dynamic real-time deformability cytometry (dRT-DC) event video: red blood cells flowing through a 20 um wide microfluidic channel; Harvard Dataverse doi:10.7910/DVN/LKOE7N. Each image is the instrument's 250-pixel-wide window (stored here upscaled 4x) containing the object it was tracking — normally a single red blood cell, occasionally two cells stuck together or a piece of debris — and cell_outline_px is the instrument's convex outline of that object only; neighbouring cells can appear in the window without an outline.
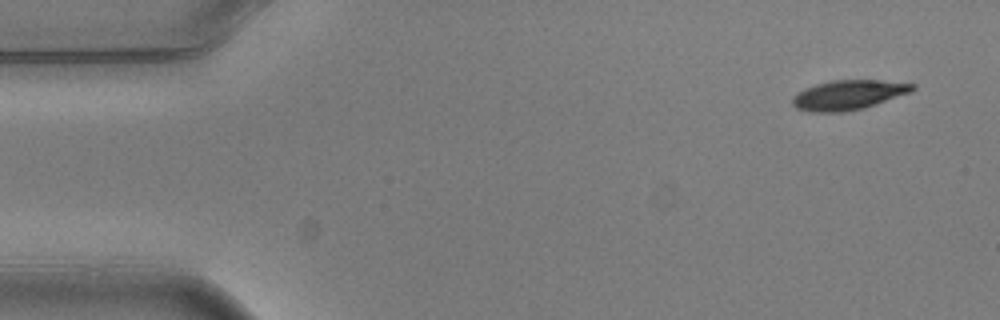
{"species": "common noctule bat (a hibernating species)", "species_latin": "Nyctalus noctula", "temperature_condition": "warm", "stored_images_in_passage": 5, "camera_frame_rate_fps": 3000, "um_per_image_px": 0.085, "animal": {"sex": "male", "body_mass_g": 20.5, "forearm_length_mm": 52.5}, "frame": {"image": 1, "passage_image": 1, "time_ms": 0.0, "image_size_px": [1000, 320], "cell_outline_px": [[916, 88], [912, 92], [864, 108], [844, 112], [812, 112], [796, 108], [792, 104], [792, 96], [804, 88], [816, 84], [832, 80], [880, 80], [916, 84]], "centroid_in_image_um": [72.12, 8.07], "position_along_channel_um": 12.9, "area_um2": 20.87}}
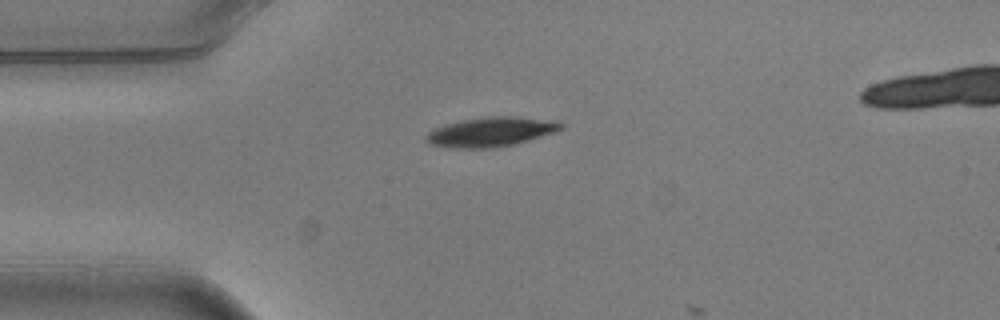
{"frame": {"image": 2, "passage_image": 4, "time_ms": 1.0, "image_size_px": [1000, 320], "cell_outline_px": [[564, 128], [556, 132], [516, 144], [492, 148], [448, 148], [432, 144], [424, 140], [424, 136], [428, 132], [436, 128], [460, 120], [488, 116], [512, 116], [560, 120], [564, 124]], "centroid_in_image_um": [41.79, 11.2], "position_along_channel_um": 43.2, "area_um2": 23.52}}